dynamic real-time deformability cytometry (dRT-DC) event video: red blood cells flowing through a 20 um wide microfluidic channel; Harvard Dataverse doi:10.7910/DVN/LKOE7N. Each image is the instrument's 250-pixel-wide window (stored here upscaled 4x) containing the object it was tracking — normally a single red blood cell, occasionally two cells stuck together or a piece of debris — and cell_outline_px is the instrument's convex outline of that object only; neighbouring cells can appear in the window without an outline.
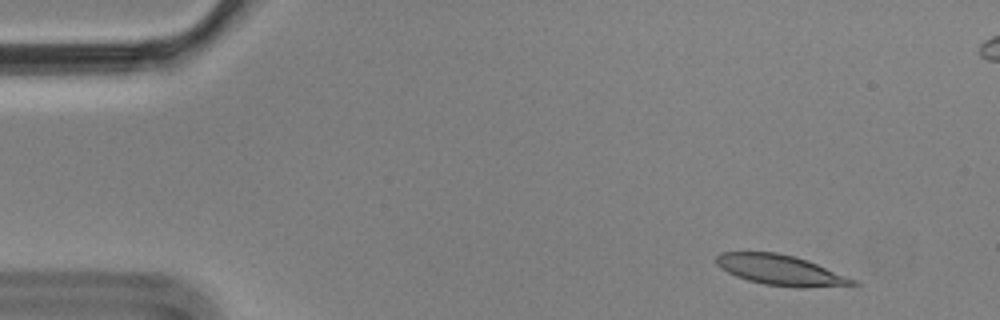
{"species": "Egyptian fruit bat (a non-hibernating species)", "species_latin": "Rousettus aegyptiacus", "temperature_condition": "cold", "stored_images_in_passage": 5, "camera_frame_rate_fps": 3000, "um_per_image_px": 0.085, "animal": {"sex": "male"}, "frame": {"image": 1, "passage_image": 2, "time_ms": 0.333, "image_size_px": [1000, 320], "cell_outline_px": [[860, 284], [804, 288], [796, 288], [764, 284], [748, 280], [736, 276], [720, 268], [716, 264], [716, 256], [720, 252], [776, 252], [796, 256], [808, 260], [860, 280]], "centroid_in_image_um": [66.41, 22.96], "position_along_channel_um": 18.6, "area_um2": 24.51}}